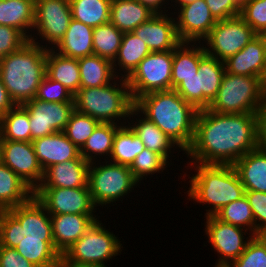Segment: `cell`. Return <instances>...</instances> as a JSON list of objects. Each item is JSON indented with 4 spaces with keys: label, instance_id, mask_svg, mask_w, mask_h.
Segmentation results:
<instances>
[{
    "label": "cell",
    "instance_id": "ee69618b",
    "mask_svg": "<svg viewBox=\"0 0 266 267\" xmlns=\"http://www.w3.org/2000/svg\"><path fill=\"white\" fill-rule=\"evenodd\" d=\"M239 16L257 35H266V0H244Z\"/></svg>",
    "mask_w": 266,
    "mask_h": 267
},
{
    "label": "cell",
    "instance_id": "4fadbf2b",
    "mask_svg": "<svg viewBox=\"0 0 266 267\" xmlns=\"http://www.w3.org/2000/svg\"><path fill=\"white\" fill-rule=\"evenodd\" d=\"M256 36L253 29L240 16H236L218 20L201 42L205 46L206 54L224 62Z\"/></svg>",
    "mask_w": 266,
    "mask_h": 267
},
{
    "label": "cell",
    "instance_id": "277c9868",
    "mask_svg": "<svg viewBox=\"0 0 266 267\" xmlns=\"http://www.w3.org/2000/svg\"><path fill=\"white\" fill-rule=\"evenodd\" d=\"M47 48L31 41L0 60V78L15 105L36 97L46 76Z\"/></svg>",
    "mask_w": 266,
    "mask_h": 267
},
{
    "label": "cell",
    "instance_id": "e0dca14e",
    "mask_svg": "<svg viewBox=\"0 0 266 267\" xmlns=\"http://www.w3.org/2000/svg\"><path fill=\"white\" fill-rule=\"evenodd\" d=\"M0 161L16 173L33 191L40 185L44 171L31 141L0 140Z\"/></svg>",
    "mask_w": 266,
    "mask_h": 267
},
{
    "label": "cell",
    "instance_id": "6f0895ef",
    "mask_svg": "<svg viewBox=\"0 0 266 267\" xmlns=\"http://www.w3.org/2000/svg\"><path fill=\"white\" fill-rule=\"evenodd\" d=\"M6 209L0 206V224L3 214L5 213Z\"/></svg>",
    "mask_w": 266,
    "mask_h": 267
},
{
    "label": "cell",
    "instance_id": "db71d44e",
    "mask_svg": "<svg viewBox=\"0 0 266 267\" xmlns=\"http://www.w3.org/2000/svg\"><path fill=\"white\" fill-rule=\"evenodd\" d=\"M170 1H171V3H170L171 9L174 10V11H171V13L173 14V12H176L179 7L185 6L187 4L193 3V2L198 1V0H170Z\"/></svg>",
    "mask_w": 266,
    "mask_h": 267
},
{
    "label": "cell",
    "instance_id": "4316f807",
    "mask_svg": "<svg viewBox=\"0 0 266 267\" xmlns=\"http://www.w3.org/2000/svg\"><path fill=\"white\" fill-rule=\"evenodd\" d=\"M205 54L201 42H181L173 50L171 89H175L184 78L197 75L200 59Z\"/></svg>",
    "mask_w": 266,
    "mask_h": 267
},
{
    "label": "cell",
    "instance_id": "8992f818",
    "mask_svg": "<svg viewBox=\"0 0 266 267\" xmlns=\"http://www.w3.org/2000/svg\"><path fill=\"white\" fill-rule=\"evenodd\" d=\"M53 240L51 215L33 195L5 211L0 224V246L15 248L21 240Z\"/></svg>",
    "mask_w": 266,
    "mask_h": 267
},
{
    "label": "cell",
    "instance_id": "d6986e66",
    "mask_svg": "<svg viewBox=\"0 0 266 267\" xmlns=\"http://www.w3.org/2000/svg\"><path fill=\"white\" fill-rule=\"evenodd\" d=\"M174 17L171 12L155 14L132 33L144 41L151 52L174 50L181 43L177 36Z\"/></svg>",
    "mask_w": 266,
    "mask_h": 267
},
{
    "label": "cell",
    "instance_id": "7402d4cb",
    "mask_svg": "<svg viewBox=\"0 0 266 267\" xmlns=\"http://www.w3.org/2000/svg\"><path fill=\"white\" fill-rule=\"evenodd\" d=\"M90 163L81 155L77 159L55 164L44 170L38 187L78 188L88 187Z\"/></svg>",
    "mask_w": 266,
    "mask_h": 267
},
{
    "label": "cell",
    "instance_id": "44dd1931",
    "mask_svg": "<svg viewBox=\"0 0 266 267\" xmlns=\"http://www.w3.org/2000/svg\"><path fill=\"white\" fill-rule=\"evenodd\" d=\"M266 64V35H257L242 50L224 61L225 71L234 75L261 77Z\"/></svg>",
    "mask_w": 266,
    "mask_h": 267
},
{
    "label": "cell",
    "instance_id": "ab89813d",
    "mask_svg": "<svg viewBox=\"0 0 266 267\" xmlns=\"http://www.w3.org/2000/svg\"><path fill=\"white\" fill-rule=\"evenodd\" d=\"M214 216L222 222L242 227L255 236L254 215L245 195L222 207Z\"/></svg>",
    "mask_w": 266,
    "mask_h": 267
},
{
    "label": "cell",
    "instance_id": "f5cc1de1",
    "mask_svg": "<svg viewBox=\"0 0 266 267\" xmlns=\"http://www.w3.org/2000/svg\"><path fill=\"white\" fill-rule=\"evenodd\" d=\"M15 106L0 78V118Z\"/></svg>",
    "mask_w": 266,
    "mask_h": 267
},
{
    "label": "cell",
    "instance_id": "484cf974",
    "mask_svg": "<svg viewBox=\"0 0 266 267\" xmlns=\"http://www.w3.org/2000/svg\"><path fill=\"white\" fill-rule=\"evenodd\" d=\"M93 29L72 18L64 37L53 50L60 55L75 59L93 55Z\"/></svg>",
    "mask_w": 266,
    "mask_h": 267
},
{
    "label": "cell",
    "instance_id": "11a10c76",
    "mask_svg": "<svg viewBox=\"0 0 266 267\" xmlns=\"http://www.w3.org/2000/svg\"><path fill=\"white\" fill-rule=\"evenodd\" d=\"M260 87L263 95L266 96V64L264 67V71L260 77Z\"/></svg>",
    "mask_w": 266,
    "mask_h": 267
},
{
    "label": "cell",
    "instance_id": "83f0119b",
    "mask_svg": "<svg viewBox=\"0 0 266 267\" xmlns=\"http://www.w3.org/2000/svg\"><path fill=\"white\" fill-rule=\"evenodd\" d=\"M154 15L137 0H111L109 22L123 33L132 32Z\"/></svg>",
    "mask_w": 266,
    "mask_h": 267
},
{
    "label": "cell",
    "instance_id": "ffe728a7",
    "mask_svg": "<svg viewBox=\"0 0 266 267\" xmlns=\"http://www.w3.org/2000/svg\"><path fill=\"white\" fill-rule=\"evenodd\" d=\"M100 216L96 214L51 215L52 236L55 249L63 253L79 240Z\"/></svg>",
    "mask_w": 266,
    "mask_h": 267
},
{
    "label": "cell",
    "instance_id": "74e56055",
    "mask_svg": "<svg viewBox=\"0 0 266 267\" xmlns=\"http://www.w3.org/2000/svg\"><path fill=\"white\" fill-rule=\"evenodd\" d=\"M72 18L95 28L109 22L111 0H69Z\"/></svg>",
    "mask_w": 266,
    "mask_h": 267
},
{
    "label": "cell",
    "instance_id": "7c38bea8",
    "mask_svg": "<svg viewBox=\"0 0 266 267\" xmlns=\"http://www.w3.org/2000/svg\"><path fill=\"white\" fill-rule=\"evenodd\" d=\"M172 64L173 50L148 54L126 79L133 101L150 92L170 90Z\"/></svg>",
    "mask_w": 266,
    "mask_h": 267
},
{
    "label": "cell",
    "instance_id": "ba28073f",
    "mask_svg": "<svg viewBox=\"0 0 266 267\" xmlns=\"http://www.w3.org/2000/svg\"><path fill=\"white\" fill-rule=\"evenodd\" d=\"M122 248L118 236L106 229L100 220H96L85 234L63 253L60 264L108 267V260L110 262L120 255Z\"/></svg>",
    "mask_w": 266,
    "mask_h": 267
},
{
    "label": "cell",
    "instance_id": "30bf717a",
    "mask_svg": "<svg viewBox=\"0 0 266 267\" xmlns=\"http://www.w3.org/2000/svg\"><path fill=\"white\" fill-rule=\"evenodd\" d=\"M225 72L224 62L205 54L197 75L184 78L174 90L197 110L207 109L217 96Z\"/></svg>",
    "mask_w": 266,
    "mask_h": 267
},
{
    "label": "cell",
    "instance_id": "9c48e42d",
    "mask_svg": "<svg viewBox=\"0 0 266 267\" xmlns=\"http://www.w3.org/2000/svg\"><path fill=\"white\" fill-rule=\"evenodd\" d=\"M260 78L225 72L209 110L218 113H258L263 99Z\"/></svg>",
    "mask_w": 266,
    "mask_h": 267
},
{
    "label": "cell",
    "instance_id": "7dc6e473",
    "mask_svg": "<svg viewBox=\"0 0 266 267\" xmlns=\"http://www.w3.org/2000/svg\"><path fill=\"white\" fill-rule=\"evenodd\" d=\"M29 39L18 29L0 25V60L21 49Z\"/></svg>",
    "mask_w": 266,
    "mask_h": 267
},
{
    "label": "cell",
    "instance_id": "9f6ffc18",
    "mask_svg": "<svg viewBox=\"0 0 266 267\" xmlns=\"http://www.w3.org/2000/svg\"><path fill=\"white\" fill-rule=\"evenodd\" d=\"M59 267H104L99 265L60 264Z\"/></svg>",
    "mask_w": 266,
    "mask_h": 267
},
{
    "label": "cell",
    "instance_id": "bcb514c9",
    "mask_svg": "<svg viewBox=\"0 0 266 267\" xmlns=\"http://www.w3.org/2000/svg\"><path fill=\"white\" fill-rule=\"evenodd\" d=\"M244 195L254 215L255 236L266 235V193L245 190Z\"/></svg>",
    "mask_w": 266,
    "mask_h": 267
},
{
    "label": "cell",
    "instance_id": "816d5d0a",
    "mask_svg": "<svg viewBox=\"0 0 266 267\" xmlns=\"http://www.w3.org/2000/svg\"><path fill=\"white\" fill-rule=\"evenodd\" d=\"M137 1H139L144 6H147L155 14H166L170 13L168 11H172L170 10L171 6H169L170 0H137Z\"/></svg>",
    "mask_w": 266,
    "mask_h": 267
},
{
    "label": "cell",
    "instance_id": "681fc988",
    "mask_svg": "<svg viewBox=\"0 0 266 267\" xmlns=\"http://www.w3.org/2000/svg\"><path fill=\"white\" fill-rule=\"evenodd\" d=\"M0 267H36L15 248L0 246Z\"/></svg>",
    "mask_w": 266,
    "mask_h": 267
},
{
    "label": "cell",
    "instance_id": "1f68e13d",
    "mask_svg": "<svg viewBox=\"0 0 266 267\" xmlns=\"http://www.w3.org/2000/svg\"><path fill=\"white\" fill-rule=\"evenodd\" d=\"M80 69V88L102 87L112 83L117 76L112 61L89 55L78 59Z\"/></svg>",
    "mask_w": 266,
    "mask_h": 267
},
{
    "label": "cell",
    "instance_id": "5b68a950",
    "mask_svg": "<svg viewBox=\"0 0 266 267\" xmlns=\"http://www.w3.org/2000/svg\"><path fill=\"white\" fill-rule=\"evenodd\" d=\"M73 100L77 112L101 123L127 124L134 107L128 82L120 77L102 87L80 88Z\"/></svg>",
    "mask_w": 266,
    "mask_h": 267
},
{
    "label": "cell",
    "instance_id": "f6af8a7d",
    "mask_svg": "<svg viewBox=\"0 0 266 267\" xmlns=\"http://www.w3.org/2000/svg\"><path fill=\"white\" fill-rule=\"evenodd\" d=\"M73 96L60 82L46 75L38 87L35 99L45 102H74Z\"/></svg>",
    "mask_w": 266,
    "mask_h": 267
},
{
    "label": "cell",
    "instance_id": "5bb4252c",
    "mask_svg": "<svg viewBox=\"0 0 266 267\" xmlns=\"http://www.w3.org/2000/svg\"><path fill=\"white\" fill-rule=\"evenodd\" d=\"M205 218L204 233L208 237L207 242L219 258L214 267H227L244 252L254 235L242 227L222 222L214 215ZM246 234L249 236L245 237Z\"/></svg>",
    "mask_w": 266,
    "mask_h": 267
},
{
    "label": "cell",
    "instance_id": "9a60e30c",
    "mask_svg": "<svg viewBox=\"0 0 266 267\" xmlns=\"http://www.w3.org/2000/svg\"><path fill=\"white\" fill-rule=\"evenodd\" d=\"M33 195L50 215L95 214L97 211L89 187H37Z\"/></svg>",
    "mask_w": 266,
    "mask_h": 267
},
{
    "label": "cell",
    "instance_id": "cb8c5ba5",
    "mask_svg": "<svg viewBox=\"0 0 266 267\" xmlns=\"http://www.w3.org/2000/svg\"><path fill=\"white\" fill-rule=\"evenodd\" d=\"M32 144L43 171L50 166L77 159L80 156V149L67 138L63 131L32 140Z\"/></svg>",
    "mask_w": 266,
    "mask_h": 267
},
{
    "label": "cell",
    "instance_id": "603a6c76",
    "mask_svg": "<svg viewBox=\"0 0 266 267\" xmlns=\"http://www.w3.org/2000/svg\"><path fill=\"white\" fill-rule=\"evenodd\" d=\"M134 119H136V121ZM127 123L141 139L145 148L162 155L167 161L172 160V158H169L174 156L172 154H174L175 148L179 151L178 154L182 151L179 150L180 148L173 142L172 139H170L152 121L143 117V115L135 107L131 109Z\"/></svg>",
    "mask_w": 266,
    "mask_h": 267
},
{
    "label": "cell",
    "instance_id": "7a4b0ae2",
    "mask_svg": "<svg viewBox=\"0 0 266 267\" xmlns=\"http://www.w3.org/2000/svg\"><path fill=\"white\" fill-rule=\"evenodd\" d=\"M134 107L157 125L185 154L190 147L198 110L174 89L154 91L134 101Z\"/></svg>",
    "mask_w": 266,
    "mask_h": 267
},
{
    "label": "cell",
    "instance_id": "b9f144b4",
    "mask_svg": "<svg viewBox=\"0 0 266 267\" xmlns=\"http://www.w3.org/2000/svg\"><path fill=\"white\" fill-rule=\"evenodd\" d=\"M100 122L89 115H84L76 110L71 114L64 129L67 138L79 149L86 143L94 129Z\"/></svg>",
    "mask_w": 266,
    "mask_h": 267
},
{
    "label": "cell",
    "instance_id": "ac0fdd59",
    "mask_svg": "<svg viewBox=\"0 0 266 267\" xmlns=\"http://www.w3.org/2000/svg\"><path fill=\"white\" fill-rule=\"evenodd\" d=\"M177 10L173 15L176 16V32L181 42H201L217 22L205 0L195 1Z\"/></svg>",
    "mask_w": 266,
    "mask_h": 267
},
{
    "label": "cell",
    "instance_id": "f907efd6",
    "mask_svg": "<svg viewBox=\"0 0 266 267\" xmlns=\"http://www.w3.org/2000/svg\"><path fill=\"white\" fill-rule=\"evenodd\" d=\"M258 128L260 147L266 149V96H263L258 110Z\"/></svg>",
    "mask_w": 266,
    "mask_h": 267
},
{
    "label": "cell",
    "instance_id": "836d02e7",
    "mask_svg": "<svg viewBox=\"0 0 266 267\" xmlns=\"http://www.w3.org/2000/svg\"><path fill=\"white\" fill-rule=\"evenodd\" d=\"M120 126L119 124L100 122L80 149V155L89 163L101 161V158L109 160L113 139Z\"/></svg>",
    "mask_w": 266,
    "mask_h": 267
},
{
    "label": "cell",
    "instance_id": "8d00e7d4",
    "mask_svg": "<svg viewBox=\"0 0 266 267\" xmlns=\"http://www.w3.org/2000/svg\"><path fill=\"white\" fill-rule=\"evenodd\" d=\"M0 140L31 141L29 115L23 105H15L0 118Z\"/></svg>",
    "mask_w": 266,
    "mask_h": 267
},
{
    "label": "cell",
    "instance_id": "2e32d148",
    "mask_svg": "<svg viewBox=\"0 0 266 267\" xmlns=\"http://www.w3.org/2000/svg\"><path fill=\"white\" fill-rule=\"evenodd\" d=\"M29 115L31 142L62 132L75 111L74 102H45L33 99L23 104Z\"/></svg>",
    "mask_w": 266,
    "mask_h": 267
},
{
    "label": "cell",
    "instance_id": "c3c4849f",
    "mask_svg": "<svg viewBox=\"0 0 266 267\" xmlns=\"http://www.w3.org/2000/svg\"><path fill=\"white\" fill-rule=\"evenodd\" d=\"M211 14L218 20L240 15L241 3L238 0H205Z\"/></svg>",
    "mask_w": 266,
    "mask_h": 267
},
{
    "label": "cell",
    "instance_id": "6da1fadb",
    "mask_svg": "<svg viewBox=\"0 0 266 267\" xmlns=\"http://www.w3.org/2000/svg\"><path fill=\"white\" fill-rule=\"evenodd\" d=\"M260 146L257 113L198 110L186 163L233 165Z\"/></svg>",
    "mask_w": 266,
    "mask_h": 267
},
{
    "label": "cell",
    "instance_id": "7bdbcfd3",
    "mask_svg": "<svg viewBox=\"0 0 266 267\" xmlns=\"http://www.w3.org/2000/svg\"><path fill=\"white\" fill-rule=\"evenodd\" d=\"M227 267H266V235L253 236L244 252Z\"/></svg>",
    "mask_w": 266,
    "mask_h": 267
},
{
    "label": "cell",
    "instance_id": "52a82bcc",
    "mask_svg": "<svg viewBox=\"0 0 266 267\" xmlns=\"http://www.w3.org/2000/svg\"><path fill=\"white\" fill-rule=\"evenodd\" d=\"M139 185L134 179L129 166L109 160H98L90 163L88 187L97 207L102 206V209L103 207L108 209L111 207L110 204H113L112 206L117 205L116 202H122L123 197L129 196V193H132L134 188L139 187Z\"/></svg>",
    "mask_w": 266,
    "mask_h": 267
},
{
    "label": "cell",
    "instance_id": "d6a6232c",
    "mask_svg": "<svg viewBox=\"0 0 266 267\" xmlns=\"http://www.w3.org/2000/svg\"><path fill=\"white\" fill-rule=\"evenodd\" d=\"M34 191L0 161V206L6 210L27 202Z\"/></svg>",
    "mask_w": 266,
    "mask_h": 267
},
{
    "label": "cell",
    "instance_id": "8fae6325",
    "mask_svg": "<svg viewBox=\"0 0 266 267\" xmlns=\"http://www.w3.org/2000/svg\"><path fill=\"white\" fill-rule=\"evenodd\" d=\"M71 19L69 0H36L35 21L29 41L53 49L64 37Z\"/></svg>",
    "mask_w": 266,
    "mask_h": 267
},
{
    "label": "cell",
    "instance_id": "f546056e",
    "mask_svg": "<svg viewBox=\"0 0 266 267\" xmlns=\"http://www.w3.org/2000/svg\"><path fill=\"white\" fill-rule=\"evenodd\" d=\"M34 21V0H0V25L14 27L30 39Z\"/></svg>",
    "mask_w": 266,
    "mask_h": 267
},
{
    "label": "cell",
    "instance_id": "f1b7e54d",
    "mask_svg": "<svg viewBox=\"0 0 266 267\" xmlns=\"http://www.w3.org/2000/svg\"><path fill=\"white\" fill-rule=\"evenodd\" d=\"M150 53L148 46L139 37L132 32L124 33L117 57L112 62L115 75L127 79Z\"/></svg>",
    "mask_w": 266,
    "mask_h": 267
},
{
    "label": "cell",
    "instance_id": "e575fe53",
    "mask_svg": "<svg viewBox=\"0 0 266 267\" xmlns=\"http://www.w3.org/2000/svg\"><path fill=\"white\" fill-rule=\"evenodd\" d=\"M144 148L132 128L127 124L121 125L115 133L109 161L130 166Z\"/></svg>",
    "mask_w": 266,
    "mask_h": 267
},
{
    "label": "cell",
    "instance_id": "3957f363",
    "mask_svg": "<svg viewBox=\"0 0 266 267\" xmlns=\"http://www.w3.org/2000/svg\"><path fill=\"white\" fill-rule=\"evenodd\" d=\"M194 173H190L189 188L185 194L189 201L211 207L205 217L215 215L222 207L244 196L245 189L233 165L187 163Z\"/></svg>",
    "mask_w": 266,
    "mask_h": 267
},
{
    "label": "cell",
    "instance_id": "f35d334b",
    "mask_svg": "<svg viewBox=\"0 0 266 267\" xmlns=\"http://www.w3.org/2000/svg\"><path fill=\"white\" fill-rule=\"evenodd\" d=\"M123 32L111 22L93 29V51L95 55L114 61L121 46Z\"/></svg>",
    "mask_w": 266,
    "mask_h": 267
},
{
    "label": "cell",
    "instance_id": "d4e9b609",
    "mask_svg": "<svg viewBox=\"0 0 266 267\" xmlns=\"http://www.w3.org/2000/svg\"><path fill=\"white\" fill-rule=\"evenodd\" d=\"M245 190L266 193V149L258 147L233 164Z\"/></svg>",
    "mask_w": 266,
    "mask_h": 267
},
{
    "label": "cell",
    "instance_id": "4dcf8cb0",
    "mask_svg": "<svg viewBox=\"0 0 266 267\" xmlns=\"http://www.w3.org/2000/svg\"><path fill=\"white\" fill-rule=\"evenodd\" d=\"M46 75L60 82L73 95L80 89V69L78 59L58 54L53 49L47 50Z\"/></svg>",
    "mask_w": 266,
    "mask_h": 267
},
{
    "label": "cell",
    "instance_id": "60d3db41",
    "mask_svg": "<svg viewBox=\"0 0 266 267\" xmlns=\"http://www.w3.org/2000/svg\"><path fill=\"white\" fill-rule=\"evenodd\" d=\"M170 165L172 163L170 164L162 155L144 148L136 156L129 168L134 179L141 184V181L146 180L148 176L152 177L154 174L162 173Z\"/></svg>",
    "mask_w": 266,
    "mask_h": 267
},
{
    "label": "cell",
    "instance_id": "d590c367",
    "mask_svg": "<svg viewBox=\"0 0 266 267\" xmlns=\"http://www.w3.org/2000/svg\"><path fill=\"white\" fill-rule=\"evenodd\" d=\"M25 259L36 267H59L61 254L54 247V240H21L15 247Z\"/></svg>",
    "mask_w": 266,
    "mask_h": 267
}]
</instances>
